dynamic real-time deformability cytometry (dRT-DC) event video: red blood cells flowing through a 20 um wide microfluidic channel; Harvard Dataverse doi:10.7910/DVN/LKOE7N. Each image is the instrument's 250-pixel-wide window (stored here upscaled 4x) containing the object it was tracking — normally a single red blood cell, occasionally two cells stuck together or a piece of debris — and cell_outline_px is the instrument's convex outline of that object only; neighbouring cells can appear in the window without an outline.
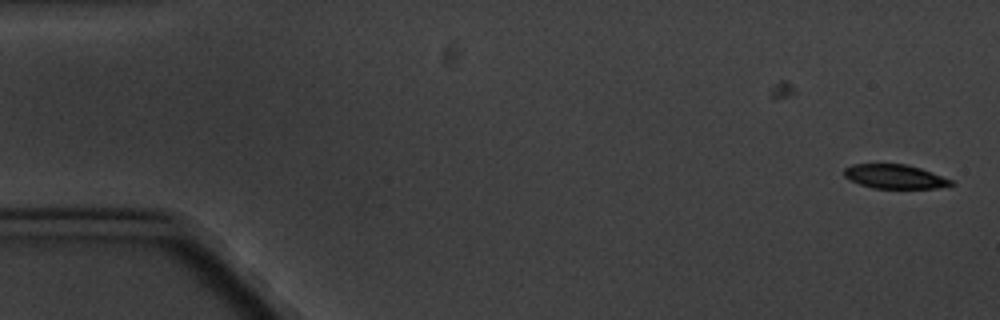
{"species": "common noctule bat (a hibernating species)", "species_latin": "Nyctalus noctula", "temperature_condition": "cold", "stored_images_in_passage": 6, "camera_frame_rate_fps": 3000, "um_per_image_px": 0.085, "animal": {"sex": "male", "body_mass_g": 20.1, "forearm_length_mm": 53.5}, "frame": {"image": 1, "passage_image": 1, "time_ms": 0.0, "image_size_px": [1000, 320], "cell_outline_px": [[956, 184], [936, 188], [872, 188], [860, 184], [844, 176], [844, 168], [852, 164], [908, 164], [932, 172], [952, 180]], "centroid_in_image_um": [76.07, 15.0], "position_along_channel_um": 8.9, "area_um2": 14.97}}
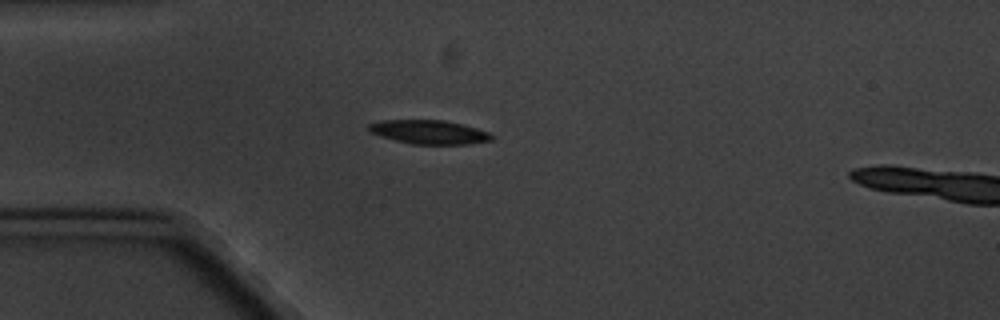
{"frame": {"image": 2, "passage_image": 5, "time_ms": 4.667, "image_size_px": [1000, 320], "cell_outline_px": [[496, 136], [492, 140], [468, 144], [412, 144], [380, 136], [368, 132], [368, 124], [380, 120], [444, 120], [476, 128], [488, 132]], "centroid_in_image_um": [36.46, 11.22], "position_along_channel_um": 48.5, "area_um2": 17.11}}